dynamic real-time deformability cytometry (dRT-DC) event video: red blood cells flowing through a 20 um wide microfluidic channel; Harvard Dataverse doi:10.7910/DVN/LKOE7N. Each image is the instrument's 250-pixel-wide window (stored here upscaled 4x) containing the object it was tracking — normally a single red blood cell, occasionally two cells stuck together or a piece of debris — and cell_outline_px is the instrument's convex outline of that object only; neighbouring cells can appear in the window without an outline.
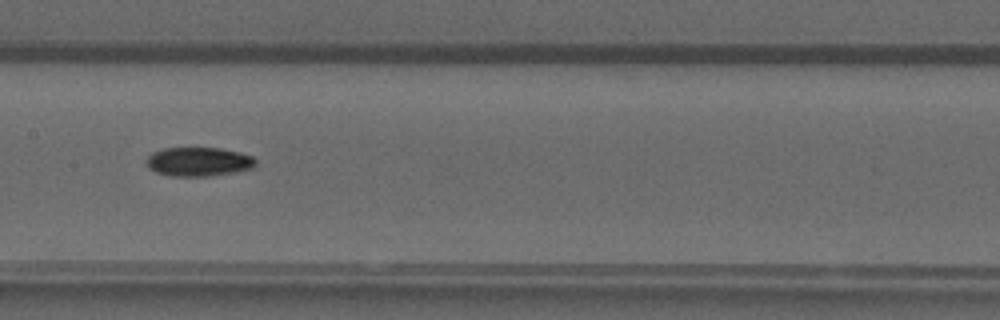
{"species": "common noctule bat (a hibernating species)", "species_latin": "Nyctalus noctula", "temperature_condition": "warm", "stored_images_in_passage": 41, "camera_frame_rate_fps": 3000, "um_per_image_px": 0.085, "animal": {"sex": "male", "forearm_length_mm": 52.5}, "frame": {"image": 1, "passage_image": 16, "time_ms": 5.0, "image_size_px": [1000, 320], "cell_outline_px": [[256, 164], [252, 168], [232, 172], [208, 176], [168, 176], [156, 172], [148, 168], [144, 160], [152, 152], [164, 148], [220, 148], [240, 152], [252, 156], [256, 160]], "centroid_in_image_um": [16.83, 13.74], "position_along_channel_um": 190.6, "area_um2": 18.55}}
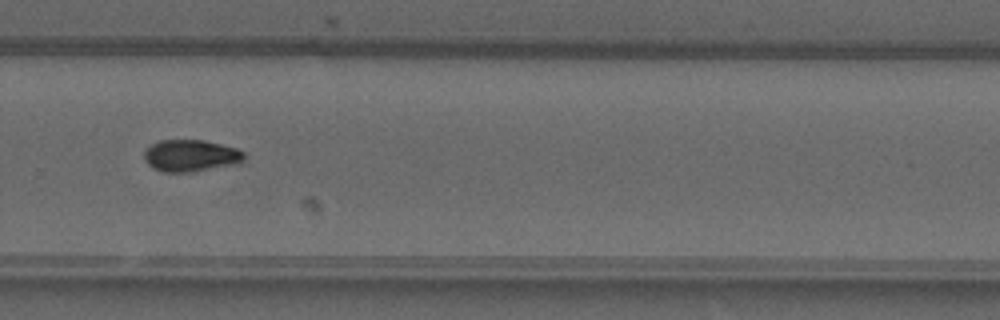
{"frame": {"image": 2, "passage_image": 25, "time_ms": 8.0, "image_size_px": [1000, 320], "cell_outline_px": [[244, 160], [236, 164], [196, 172], [164, 172], [152, 168], [144, 160], [144, 152], [152, 144], [160, 140], [204, 140], [236, 148], [244, 152]], "centroid_in_image_um": [16.21, 13.24], "position_along_channel_um": 313.6, "area_um2": 18.67}}
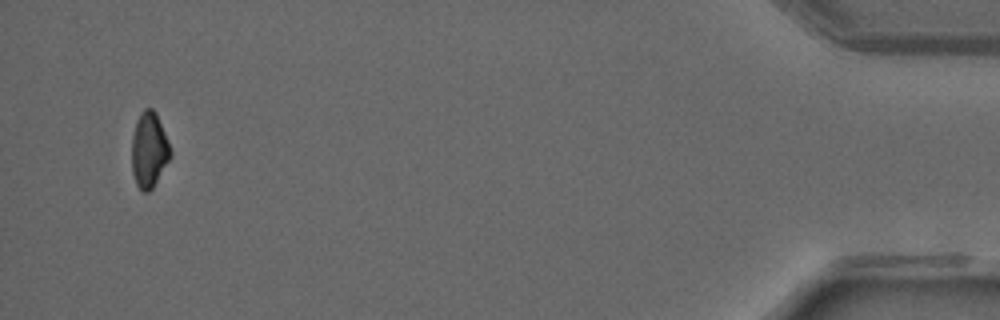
{"frame": {"image": 3, "passage_image": 39, "time_ms": 12.667, "image_size_px": [1000, 320], "cell_outline_px": [[172, 156], [152, 188], [148, 192], [144, 192], [136, 184], [132, 172], [132, 136], [136, 120], [140, 112], [144, 108], [152, 108], [156, 112], [172, 152]], "centroid_in_image_um": [12.66, 12.73], "position_along_channel_um": 422.5, "area_um2": 16.99}}